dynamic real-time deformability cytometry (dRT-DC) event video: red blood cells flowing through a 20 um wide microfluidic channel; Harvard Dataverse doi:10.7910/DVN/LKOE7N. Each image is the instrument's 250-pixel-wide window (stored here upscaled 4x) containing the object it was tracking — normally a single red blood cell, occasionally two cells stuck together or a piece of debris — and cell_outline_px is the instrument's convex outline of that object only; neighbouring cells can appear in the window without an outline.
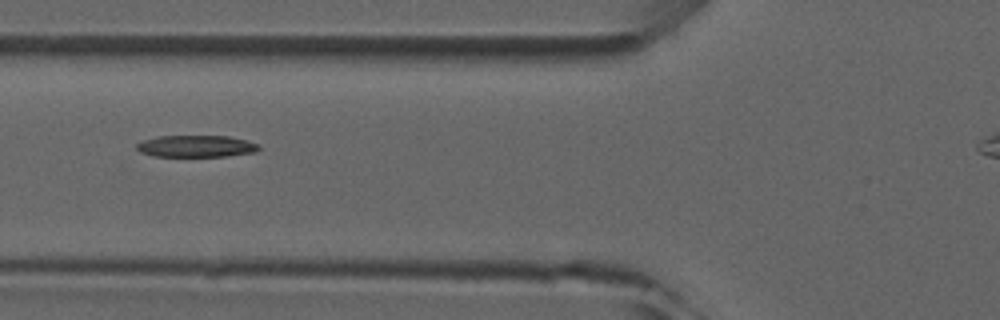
{"species": "common noctule bat (a hibernating species)", "species_latin": "Nyctalus noctula", "temperature_condition": "room temperature", "stored_images_in_passage": 2, "camera_frame_rate_fps": 3000, "um_per_image_px": 0.085, "animal": {"sex": "male", "forearm_length_mm": 52.5}, "frame": {"image": 1, "passage_image": 2, "time_ms": 1.0, "image_size_px": [1000, 320], "cell_outline_px": [[260, 148], [256, 152], [228, 156], [152, 156], [140, 152], [136, 148], [136, 144], [144, 140], [160, 136], [228, 136], [260, 144]], "centroid_in_image_um": [16.69, 12.43], "position_along_channel_um": 109.1, "area_um2": 15.49}}